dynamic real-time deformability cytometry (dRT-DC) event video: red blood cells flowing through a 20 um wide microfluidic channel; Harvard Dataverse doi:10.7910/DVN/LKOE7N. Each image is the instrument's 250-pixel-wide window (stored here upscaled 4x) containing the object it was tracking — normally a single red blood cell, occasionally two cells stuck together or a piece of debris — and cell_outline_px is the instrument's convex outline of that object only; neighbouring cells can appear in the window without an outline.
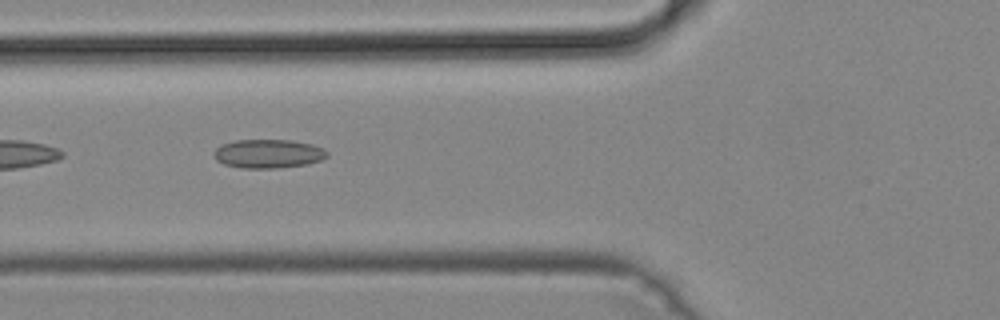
{"species": "common noctule bat (a hibernating species)", "species_latin": "Nyctalus noctula", "temperature_condition": "cold", "stored_images_in_passage": 6, "camera_frame_rate_fps": 3000, "um_per_image_px": 0.085, "animal": {"sex": "male", "body_mass_g": 19.2, "forearm_length_mm": 51.8}, "frame": {"image": 1, "passage_image": 3, "time_ms": 0.667, "image_size_px": [1000, 320], "cell_outline_px": [[328, 156], [320, 160], [308, 164], [280, 168], [240, 168], [224, 164], [216, 160], [212, 152], [220, 144], [236, 140], [292, 140], [312, 144], [324, 148], [328, 152]], "centroid_in_image_um": [22.79, 13.06], "position_along_channel_um": 103.0, "area_um2": 19.25}}